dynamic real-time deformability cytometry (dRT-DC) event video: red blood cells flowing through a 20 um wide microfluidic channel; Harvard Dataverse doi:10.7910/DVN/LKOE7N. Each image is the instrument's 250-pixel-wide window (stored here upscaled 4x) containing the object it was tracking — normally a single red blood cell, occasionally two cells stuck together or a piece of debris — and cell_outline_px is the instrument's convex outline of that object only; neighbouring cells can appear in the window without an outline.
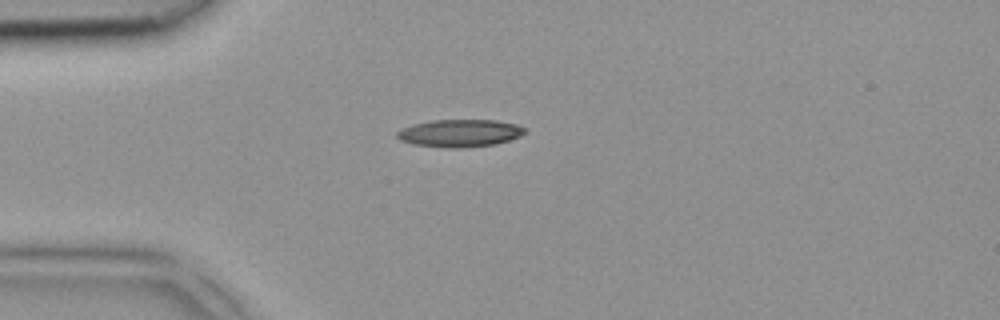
{"species": "common noctule bat (a hibernating species)", "species_latin": "Nyctalus noctula", "temperature_condition": "room temperature", "stored_images_in_passage": 2, "camera_frame_rate_fps": 3000, "um_per_image_px": 0.085, "animal": {"sex": "female", "body_mass_g": 18.4}, "frame": {"image": 1, "passage_image": 1, "time_ms": 0.0, "image_size_px": [1000, 320], "cell_outline_px": [[528, 132], [520, 136], [496, 144], [460, 148], [452, 148], [412, 144], [400, 140], [396, 136], [396, 132], [400, 128], [412, 124], [432, 120], [496, 120], [516, 124], [524, 128]], "centroid_in_image_um": [39.06, 11.31], "position_along_channel_um": 45.9, "area_um2": 20.58}}